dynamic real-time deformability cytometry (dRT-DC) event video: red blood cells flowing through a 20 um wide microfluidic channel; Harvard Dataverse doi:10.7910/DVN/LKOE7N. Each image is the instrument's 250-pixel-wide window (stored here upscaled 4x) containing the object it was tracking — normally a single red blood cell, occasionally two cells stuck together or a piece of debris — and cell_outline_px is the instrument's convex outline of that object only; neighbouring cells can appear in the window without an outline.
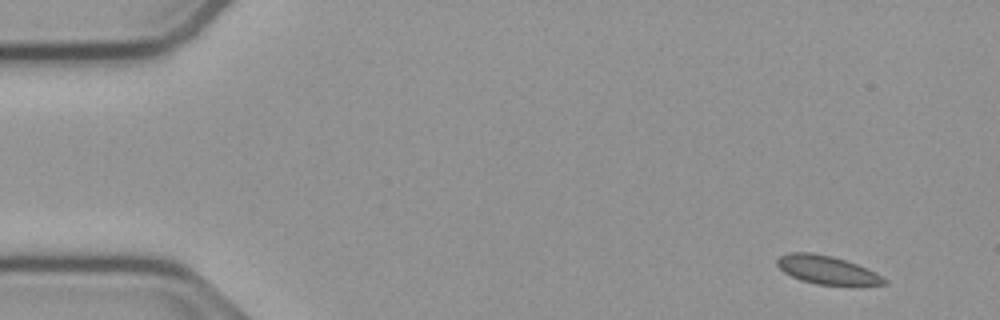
{"species": "common noctule bat (a hibernating species)", "species_latin": "Nyctalus noctula", "temperature_condition": "cold", "stored_images_in_passage": 2, "camera_frame_rate_fps": 3000, "um_per_image_px": 0.085, "animal": {"sex": "male", "body_mass_g": 23.1, "forearm_length_mm": 52.7}, "frame": {"image": 1, "passage_image": 2, "time_ms": 0.333, "image_size_px": [1000, 320], "cell_outline_px": [[888, 284], [860, 288], [816, 284], [800, 280], [784, 272], [776, 264], [776, 260], [780, 256], [788, 252], [812, 252], [832, 256], [856, 264], [888, 280]], "centroid_in_image_um": [70.34, 23.0], "position_along_channel_um": 14.7, "area_um2": 18.26}}